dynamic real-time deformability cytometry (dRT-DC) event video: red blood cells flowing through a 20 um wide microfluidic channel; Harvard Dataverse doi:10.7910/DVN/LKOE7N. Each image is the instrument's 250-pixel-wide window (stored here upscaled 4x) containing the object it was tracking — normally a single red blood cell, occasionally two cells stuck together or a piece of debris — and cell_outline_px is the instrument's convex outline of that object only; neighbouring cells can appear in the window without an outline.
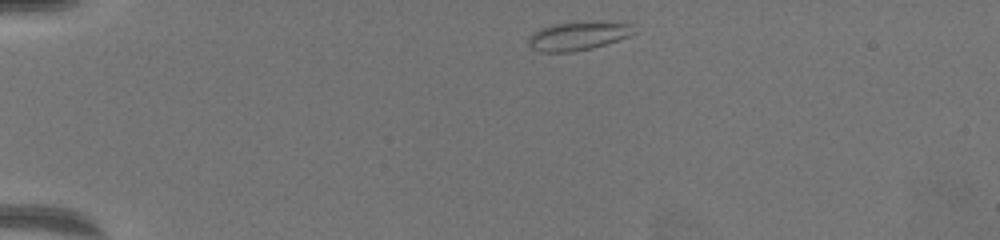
{"species": "common noctule bat (a hibernating species)", "species_latin": "Nyctalus noctula", "temperature_condition": "warm", "stored_images_in_passage": 50, "camera_frame_rate_fps": 3000, "um_per_image_px": 0.085, "animal": {"sex": "female", "body_mass_g": 19.5, "forearm_length_mm": 54.1}, "frame": {"image": 1, "passage_image": 1, "time_ms": 0.0, "image_size_px": [1000, 240], "cell_outline_px": [[636, 32], [632, 36], [592, 48], [572, 52], [540, 52], [532, 48], [528, 44], [528, 40], [540, 28], [572, 20], [632, 24]], "centroid_in_image_um": [49.17, 3.04], "position_along_channel_um": 35.8, "area_um2": 17.74}}
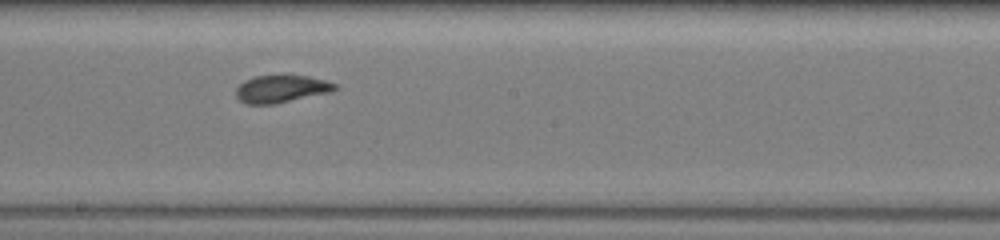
{"frame": {"image": 2, "passage_image": 24, "time_ms": 7.667, "image_size_px": [1000, 240], "cell_outline_px": [[336, 88], [328, 92], [272, 104], [248, 104], [240, 100], [236, 96], [236, 88], [244, 80], [256, 76], [308, 76], [324, 80], [336, 84]], "centroid_in_image_um": [23.85, 7.55], "position_along_channel_um": 224.4, "area_um2": 15.32}}
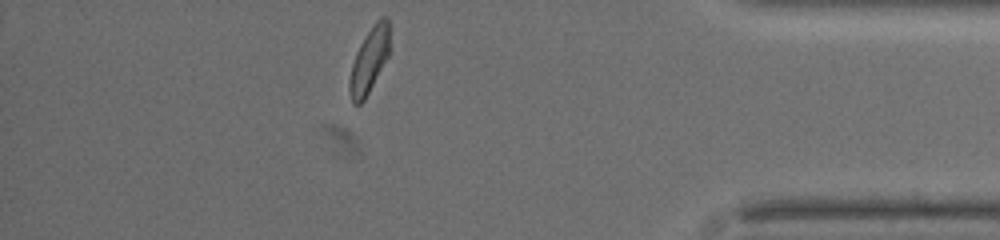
{"frame": {"image": 3, "passage_image": 43, "time_ms": 14.0, "image_size_px": [1000, 240], "cell_outline_px": [[388, 56], [364, 100], [360, 104], [352, 104], [348, 88], [348, 80], [352, 64], [356, 52], [360, 44], [376, 20], [380, 16], [384, 16], [388, 20]], "centroid_in_image_um": [31.34, 5.16], "position_along_channel_um": 403.9, "area_um2": 14.91}, "authors_computed_cell_mechanics": {"area_um2": 16.1262, "velocity_mm_per_s": 3.3281, "shape_relaxation_time_tau1_ms": 3.8281, "shape_relaxation_time_tau2_ms": 1.0628, "deformation_change_tau1": 0.1397, "deformation_change_tau2": 0.0546}}